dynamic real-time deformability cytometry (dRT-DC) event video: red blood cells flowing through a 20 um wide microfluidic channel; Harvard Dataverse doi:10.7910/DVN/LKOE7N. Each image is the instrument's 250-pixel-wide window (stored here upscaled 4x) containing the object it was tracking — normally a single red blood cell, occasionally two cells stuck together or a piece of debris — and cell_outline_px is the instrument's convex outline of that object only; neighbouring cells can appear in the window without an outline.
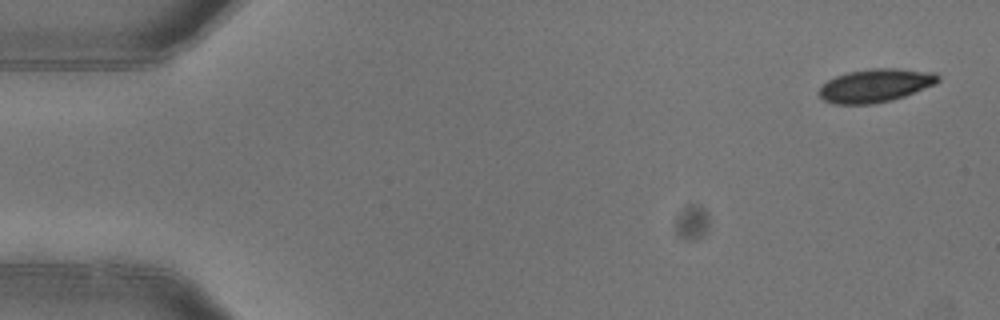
{"species": "common noctule bat (a hibernating species)", "species_latin": "Nyctalus noctula", "temperature_condition": "warm", "stored_images_in_passage": 7, "camera_frame_rate_fps": 3000, "um_per_image_px": 0.085, "animal": {"sex": "female"}, "frame": {"image": 1, "passage_image": 1, "time_ms": 0.0, "image_size_px": [1000, 320], "cell_outline_px": [[940, 80], [936, 84], [904, 96], [892, 100], [872, 104], [836, 104], [824, 100], [816, 92], [828, 80], [836, 76], [848, 72], [872, 68], [896, 68], [936, 72], [940, 76]], "centroid_in_image_um": [74.44, 7.26], "position_along_channel_um": 10.6, "area_um2": 23.18}}
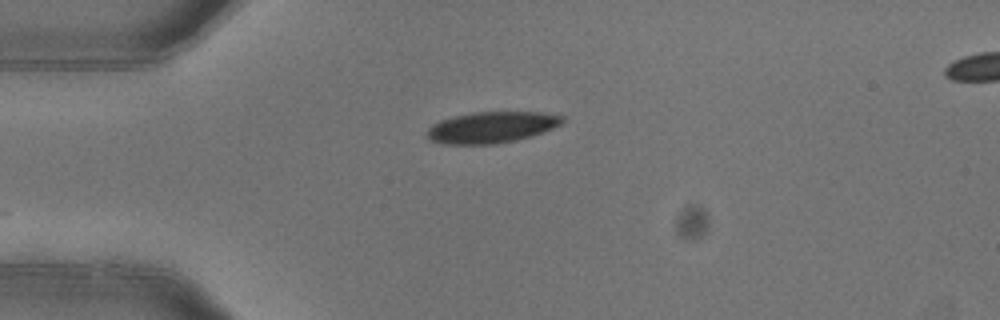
{"frame": {"image": 2, "passage_image": 4, "time_ms": 1.0, "image_size_px": [1000, 320], "cell_outline_px": [[564, 120], [560, 124], [544, 132], [532, 136], [516, 140], [496, 144], [444, 144], [428, 140], [424, 132], [432, 124], [440, 120], [472, 112], [540, 112], [564, 116]], "centroid_in_image_um": [41.74, 10.83], "position_along_channel_um": 43.3, "area_um2": 24.8}}